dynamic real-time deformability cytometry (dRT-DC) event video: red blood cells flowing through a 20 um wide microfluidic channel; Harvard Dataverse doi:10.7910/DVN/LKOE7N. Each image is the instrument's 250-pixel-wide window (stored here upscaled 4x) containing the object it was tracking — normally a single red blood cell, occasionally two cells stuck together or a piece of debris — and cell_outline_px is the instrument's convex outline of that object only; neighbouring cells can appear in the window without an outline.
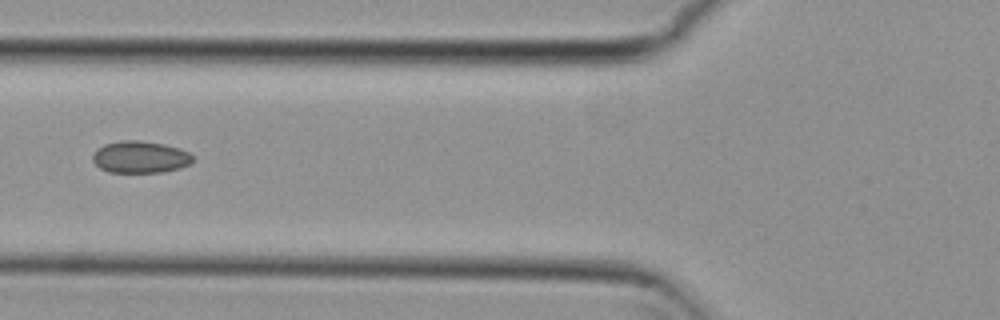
{"species": "common noctule bat (a hibernating species)", "species_latin": "Nyctalus noctula", "temperature_condition": "cold", "stored_images_in_passage": 6, "camera_frame_rate_fps": 3000, "um_per_image_px": 0.085, "animal": {"sex": "female", "body_mass_g": 29.2, "forearm_length_mm": 56.3}, "frame": {"image": 1, "passage_image": 6, "time_ms": 1.667, "image_size_px": [1000, 320], "cell_outline_px": [[196, 156], [192, 164], [180, 168], [164, 172], [108, 172], [100, 168], [92, 160], [92, 156], [96, 148], [104, 144], [120, 140], [140, 140], [164, 144], [180, 148]], "centroid_in_image_um": [11.95, 13.34], "position_along_channel_um": 113.9, "area_um2": 19.02}}